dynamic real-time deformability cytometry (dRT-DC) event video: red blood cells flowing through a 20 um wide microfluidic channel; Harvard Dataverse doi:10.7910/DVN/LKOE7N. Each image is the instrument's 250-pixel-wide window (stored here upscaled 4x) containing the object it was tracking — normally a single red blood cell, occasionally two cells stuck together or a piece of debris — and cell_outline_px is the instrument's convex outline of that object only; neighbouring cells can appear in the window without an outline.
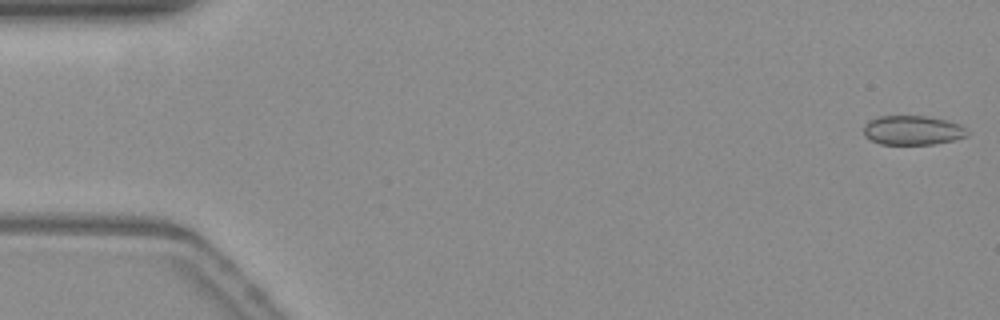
{"species": "common noctule bat (a hibernating species)", "species_latin": "Nyctalus noctula", "temperature_condition": "warm", "stored_images_in_passage": 14, "camera_frame_rate_fps": 3000, "um_per_image_px": 0.085, "animal": {"sex": "female", "body_mass_g": 19.3, "forearm_length_mm": 54.1}, "frame": {"image": 1, "passage_image": 1, "time_ms": 0.0, "image_size_px": [1000, 320], "cell_outline_px": [[968, 132], [964, 136], [952, 140], [932, 144], [880, 144], [864, 136], [864, 124], [868, 120], [876, 116], [924, 116], [948, 120], [960, 124]], "centroid_in_image_um": [77.51, 11.06], "position_along_channel_um": 7.5, "area_um2": 17.63}}